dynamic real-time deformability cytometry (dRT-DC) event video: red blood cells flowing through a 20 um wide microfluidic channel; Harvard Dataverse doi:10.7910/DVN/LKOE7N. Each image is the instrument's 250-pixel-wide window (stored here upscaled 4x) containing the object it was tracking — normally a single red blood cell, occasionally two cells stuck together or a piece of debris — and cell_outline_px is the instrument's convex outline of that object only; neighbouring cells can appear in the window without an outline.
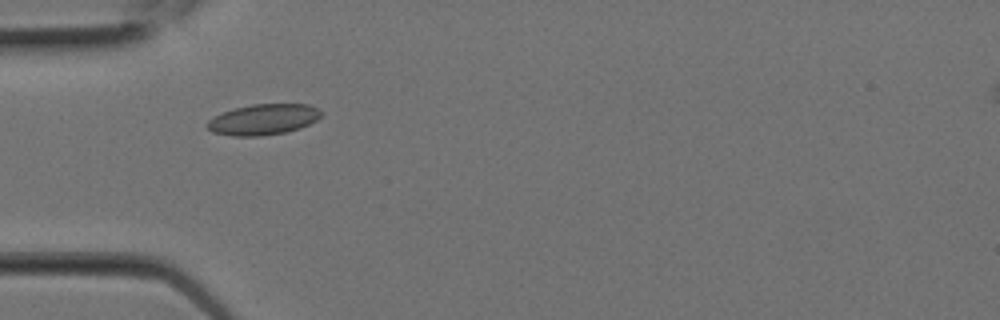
{"species": "Egyptian fruit bat (a non-hibernating species)", "species_latin": "Rousettus aegyptiacus", "temperature_condition": "room temperature", "stored_images_in_passage": 11, "camera_frame_rate_fps": 3000, "um_per_image_px": 0.085, "animal": {"sex": "female"}, "frame": {"image": 1, "passage_image": 7, "time_ms": 2.0, "image_size_px": [1000, 320], "cell_outline_px": [[320, 116], [316, 120], [300, 128], [284, 132], [260, 136], [232, 136], [212, 132], [204, 124], [208, 120], [224, 112], [236, 108], [252, 104], [308, 104], [316, 108], [320, 112]], "centroid_in_image_um": [22.34, 10.16], "position_along_channel_um": 62.7, "area_um2": 20.17}}
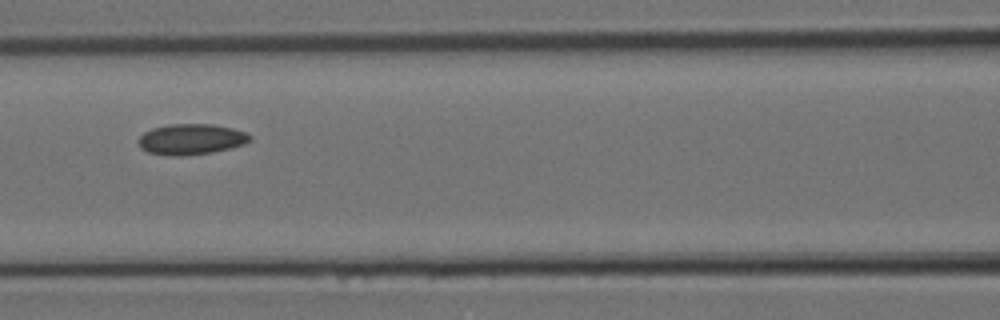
{"frame": {"image": 2, "passage_image": 10, "time_ms": 3.0, "image_size_px": [1000, 320], "cell_outline_px": [[252, 140], [244, 144], [212, 152], [180, 156], [172, 156], [148, 152], [140, 148], [136, 140], [144, 132], [152, 128], [172, 124], [212, 124], [232, 128], [244, 132], [252, 136]], "centroid_in_image_um": [16.22, 11.83], "position_along_channel_um": 150.4, "area_um2": 19.94}}
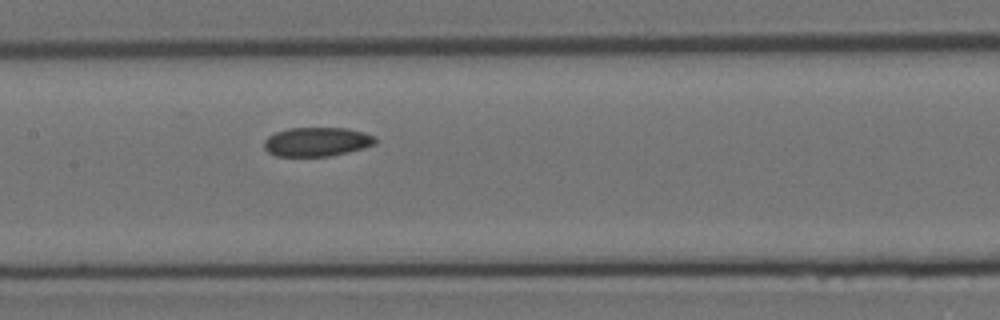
{"frame": {"image": 3, "passage_image": 11, "time_ms": 3.333, "image_size_px": [1000, 320], "cell_outline_px": [[376, 144], [364, 148], [332, 156], [276, 156], [268, 152], [264, 148], [264, 140], [268, 136], [276, 132], [288, 128], [348, 128], [364, 132], [376, 136]], "centroid_in_image_um": [26.95, 12.05], "position_along_channel_um": 180.4, "area_um2": 19.02}}